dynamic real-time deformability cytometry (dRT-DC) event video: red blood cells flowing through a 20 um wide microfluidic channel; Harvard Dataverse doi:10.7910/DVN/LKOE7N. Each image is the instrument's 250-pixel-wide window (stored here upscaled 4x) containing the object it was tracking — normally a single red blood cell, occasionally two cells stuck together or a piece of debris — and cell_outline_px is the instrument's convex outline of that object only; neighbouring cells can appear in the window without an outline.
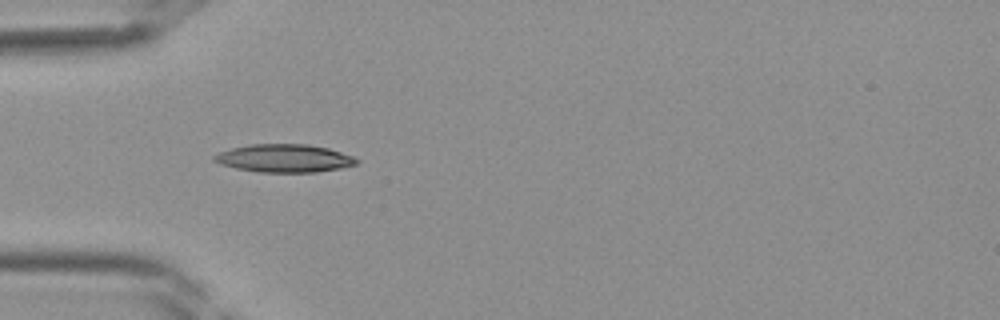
{"species": "Egyptian fruit bat (a non-hibernating species)", "species_latin": "Rousettus aegyptiacus", "temperature_condition": "room temperature", "stored_images_in_passage": 12, "camera_frame_rate_fps": 3000, "um_per_image_px": 0.085, "frame": {"image": 1, "passage_image": 3, "time_ms": 0.667, "image_size_px": [1000, 320], "cell_outline_px": [[360, 160], [356, 164], [340, 168], [316, 172], [260, 172], [236, 168], [220, 164], [212, 160], [212, 156], [220, 152], [232, 148], [248, 144], [308, 144], [328, 148], [352, 156]], "centroid_in_image_um": [24.14, 13.45], "position_along_channel_um": 60.9, "area_um2": 23.18}}
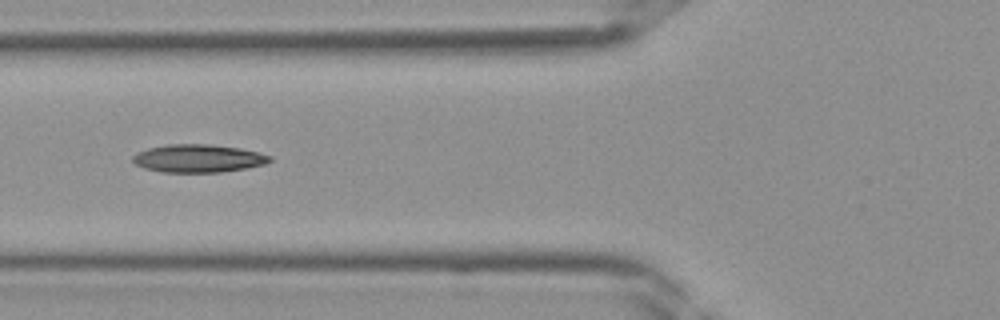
{"frame": {"image": 2, "passage_image": 6, "time_ms": 1.667, "image_size_px": [1000, 320], "cell_outline_px": [[272, 160], [264, 164], [244, 168], [220, 172], [160, 172], [144, 168], [136, 164], [132, 160], [132, 156], [136, 152], [148, 148], [168, 144], [208, 144], [240, 148], [260, 152], [272, 156]], "centroid_in_image_um": [16.83, 13.46], "position_along_channel_um": 109.0, "area_um2": 22.37}}